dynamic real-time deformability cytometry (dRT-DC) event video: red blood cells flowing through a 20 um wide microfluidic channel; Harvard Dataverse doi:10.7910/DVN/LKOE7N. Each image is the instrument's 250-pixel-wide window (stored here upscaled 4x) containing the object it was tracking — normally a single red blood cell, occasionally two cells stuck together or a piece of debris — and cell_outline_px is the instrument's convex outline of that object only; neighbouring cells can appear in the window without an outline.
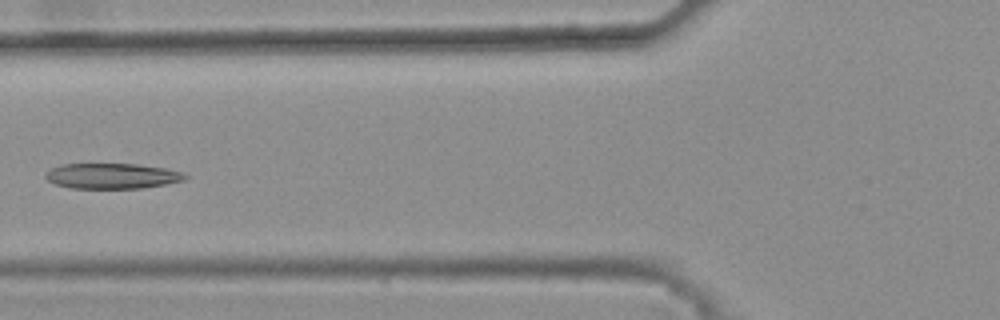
{"species": "common noctule bat (a hibernating species)", "species_latin": "Nyctalus noctula", "temperature_condition": "warm", "stored_images_in_passage": 6, "camera_frame_rate_fps": 3000, "um_per_image_px": 0.085, "animal": {"sex": "female", "body_mass_g": 25.1}, "frame": {"image": 1, "passage_image": 6, "time_ms": 1.667, "image_size_px": [1000, 320], "cell_outline_px": [[188, 176], [184, 180], [164, 184], [140, 188], [72, 188], [56, 184], [48, 180], [44, 176], [44, 172], [60, 164], [136, 164], [164, 168], [184, 172]], "centroid_in_image_um": [9.5, 14.95], "position_along_channel_um": 116.3, "area_um2": 20.58}}